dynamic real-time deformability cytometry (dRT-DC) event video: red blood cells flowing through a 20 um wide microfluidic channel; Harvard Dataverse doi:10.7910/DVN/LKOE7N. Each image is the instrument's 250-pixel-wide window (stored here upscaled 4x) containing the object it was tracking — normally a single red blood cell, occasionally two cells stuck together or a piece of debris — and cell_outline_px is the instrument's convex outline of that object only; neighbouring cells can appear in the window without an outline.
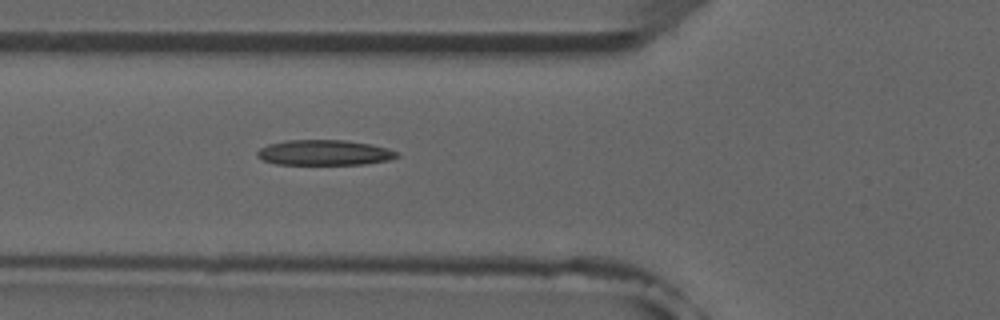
{"species": "common noctule bat (a hibernating species)", "species_latin": "Nyctalus noctula", "temperature_condition": "room temperature", "stored_images_in_passage": 7, "camera_frame_rate_fps": 3000, "um_per_image_px": 0.085, "animal": {"sex": "male", "forearm_length_mm": 52.5}, "frame": {"image": 1, "passage_image": 7, "time_ms": 7.667, "image_size_px": [1000, 320], "cell_outline_px": [[400, 156], [388, 160], [364, 164], [276, 164], [264, 160], [256, 156], [256, 152], [260, 148], [268, 144], [284, 140], [348, 140], [388, 148], [400, 152]], "centroid_in_image_um": [27.57, 12.97], "position_along_channel_um": 98.2, "area_um2": 20.69}}